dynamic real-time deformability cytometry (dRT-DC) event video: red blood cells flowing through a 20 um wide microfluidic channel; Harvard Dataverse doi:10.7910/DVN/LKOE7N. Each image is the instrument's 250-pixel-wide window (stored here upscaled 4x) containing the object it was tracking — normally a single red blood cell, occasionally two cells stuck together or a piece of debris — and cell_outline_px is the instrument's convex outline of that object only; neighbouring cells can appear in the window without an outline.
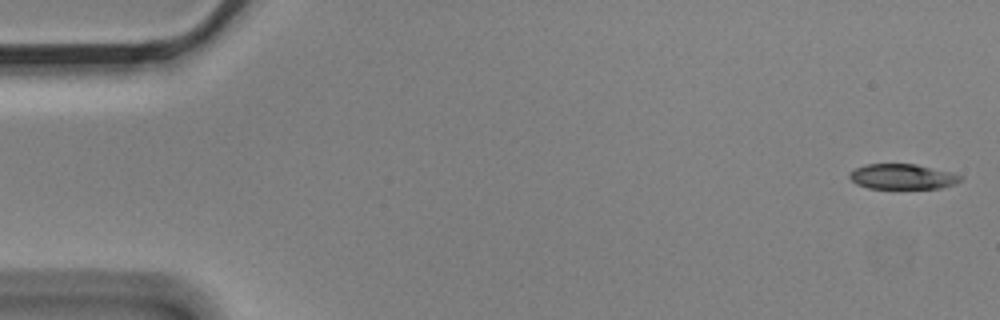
{"species": "Egyptian fruit bat (a non-hibernating species)", "species_latin": "Rousettus aegyptiacus", "temperature_condition": "cold", "stored_images_in_passage": 5, "camera_frame_rate_fps": 3000, "um_per_image_px": 0.085, "animal": {"sex": "male"}, "frame": {"image": 1, "passage_image": 1, "time_ms": 0.0, "image_size_px": [1000, 320], "cell_outline_px": [[964, 180], [956, 184], [940, 188], [868, 188], [856, 184], [848, 176], [848, 172], [856, 168], [868, 164], [916, 164], [952, 172], [964, 176]], "centroid_in_image_um": [76.75, 15.01], "position_along_channel_um": 8.2, "area_um2": 16.47}}
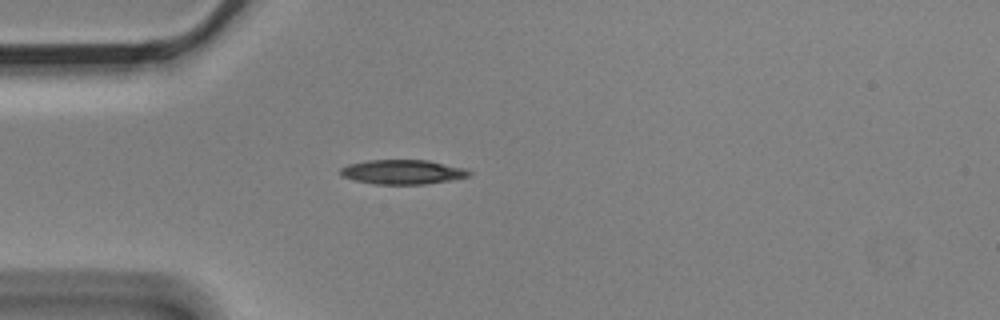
{"frame": {"image": 2, "passage_image": 5, "time_ms": 1.333, "image_size_px": [1000, 320], "cell_outline_px": [[472, 172], [468, 176], [452, 180], [424, 184], [372, 184], [352, 180], [340, 176], [340, 168], [348, 164], [368, 160], [428, 160], [464, 168]], "centroid_in_image_um": [34.17, 14.62], "position_along_channel_um": 50.8, "area_um2": 18.44}}